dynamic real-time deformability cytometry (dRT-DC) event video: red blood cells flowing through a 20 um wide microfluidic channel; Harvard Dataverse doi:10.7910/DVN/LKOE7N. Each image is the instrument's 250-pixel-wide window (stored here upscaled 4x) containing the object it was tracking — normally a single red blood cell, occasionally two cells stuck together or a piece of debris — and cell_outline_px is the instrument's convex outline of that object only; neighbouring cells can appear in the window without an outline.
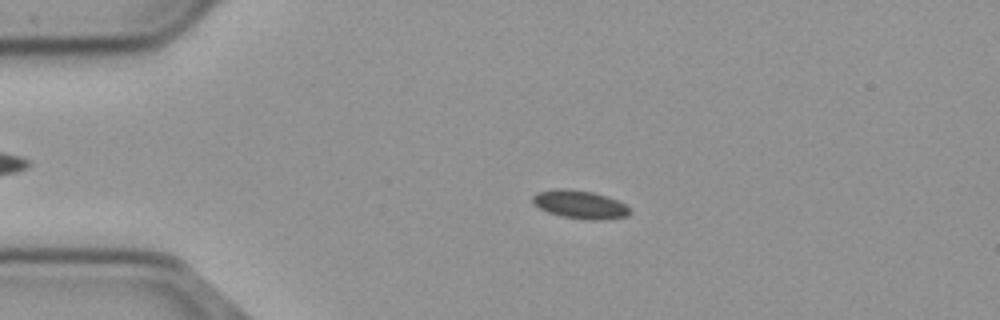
{"species": "common noctule bat (a hibernating species)", "species_latin": "Nyctalus noctula", "temperature_condition": "cold", "stored_images_in_passage": 56, "camera_frame_rate_fps": 3000, "um_per_image_px": 0.085, "animal": {"sex": "male", "body_mass_g": 23.1, "forearm_length_mm": 52.7}, "frame": {"image": 1, "passage_image": 12, "time_ms": 3.667, "image_size_px": [1000, 320], "cell_outline_px": [[628, 216], [564, 216], [548, 212], [540, 208], [532, 200], [532, 196], [536, 192], [556, 188], [564, 188], [592, 192], [616, 200], [624, 204], [628, 208]], "centroid_in_image_um": [49.15, 17.29], "position_along_channel_um": 35.8, "area_um2": 14.57}}
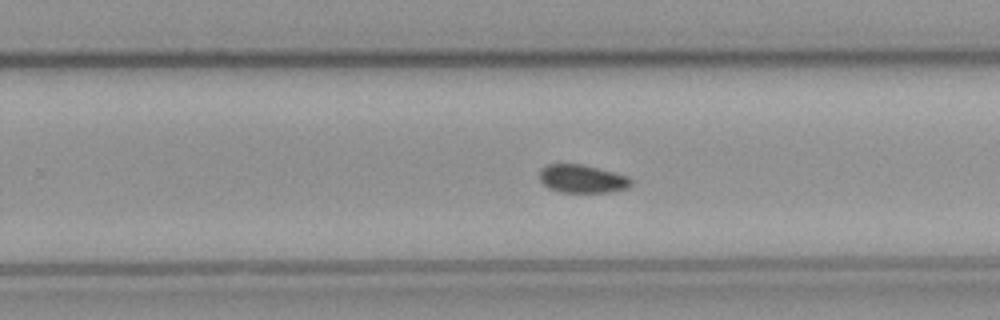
{"frame": {"image": 2, "passage_image": 35, "time_ms": 11.333, "image_size_px": [1000, 320], "cell_outline_px": [[632, 184], [628, 188], [612, 192], [560, 192], [548, 188], [540, 180], [540, 168], [548, 164], [584, 164], [628, 176], [632, 180]], "centroid_in_image_um": [49.5, 15.2], "position_along_channel_um": 280.3, "area_um2": 15.14}}
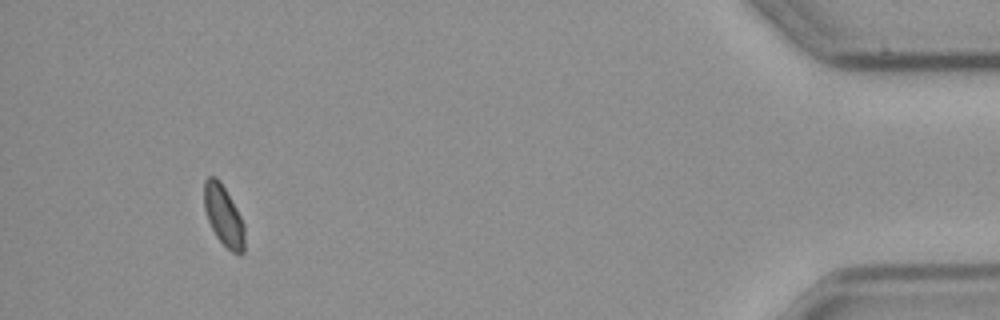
{"frame": {"image": 3, "passage_image": 52, "time_ms": 17.0, "image_size_px": [1000, 320], "cell_outline_px": [[244, 252], [240, 256], [232, 252], [216, 236], [208, 220], [204, 208], [204, 180], [208, 176], [216, 176], [220, 180], [236, 208], [244, 224]], "centroid_in_image_um": [19.0, 18.32], "position_along_channel_um": 416.2, "area_um2": 14.22}, "authors_computed_cell_mechanics": {"area_um2": 15.1147, "velocity_mm_per_s": 3.681, "shape_relaxation_time_tau1_ms": 2.4591, "shape_relaxation_time_tau2_ms": 7.1274, "deformation_change_tau1": 0.0573, "deformation_change_tau2": 0.0848}}